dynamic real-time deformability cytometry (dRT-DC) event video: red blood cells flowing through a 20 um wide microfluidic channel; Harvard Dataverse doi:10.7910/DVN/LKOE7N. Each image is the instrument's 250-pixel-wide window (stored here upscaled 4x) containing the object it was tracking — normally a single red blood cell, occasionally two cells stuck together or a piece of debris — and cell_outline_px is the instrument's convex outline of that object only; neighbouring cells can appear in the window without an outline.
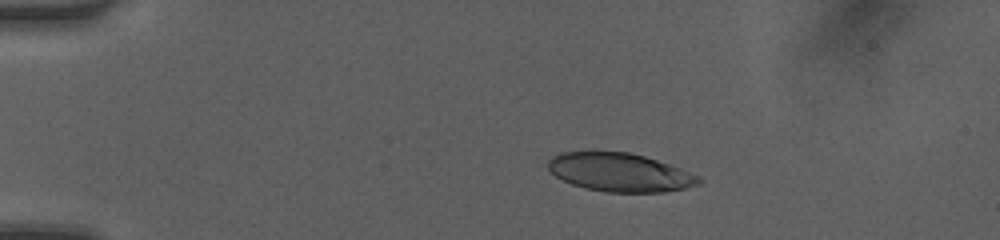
{"species": "human", "species_latin": "Homo sapiens", "temperature_condition": "room temperature", "stored_images_in_passage": 41, "camera_frame_rate_fps": 3000, "um_per_image_px": 0.085, "donor": {"sex": "female"}, "frame": {"image": 1, "passage_image": 2, "time_ms": 0.333, "image_size_px": [1000, 240], "cell_outline_px": [[704, 180], [700, 184], [684, 188], [664, 192], [604, 192], [584, 188], [572, 184], [556, 176], [548, 168], [548, 160], [552, 156], [560, 152], [628, 152], [644, 156], [680, 168], [700, 176]], "centroid_in_image_um": [52.7, 14.66], "position_along_channel_um": 32.3, "area_um2": 33.7}}
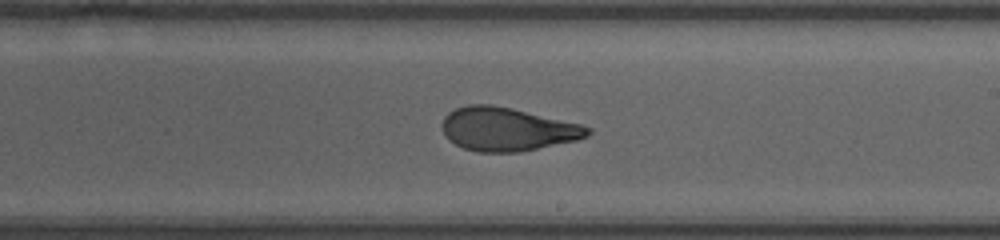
{"frame": {"image": 2, "passage_image": 22, "time_ms": 7.0, "image_size_px": [1000, 240], "cell_outline_px": [[592, 132], [588, 136], [576, 140], [520, 152], [476, 152], [464, 148], [448, 140], [444, 136], [440, 124], [444, 116], [448, 112], [456, 108], [468, 104], [488, 104], [512, 108], [580, 124], [592, 128]], "centroid_in_image_um": [43.07, 10.98], "position_along_channel_um": 245.9, "area_um2": 36.99}}
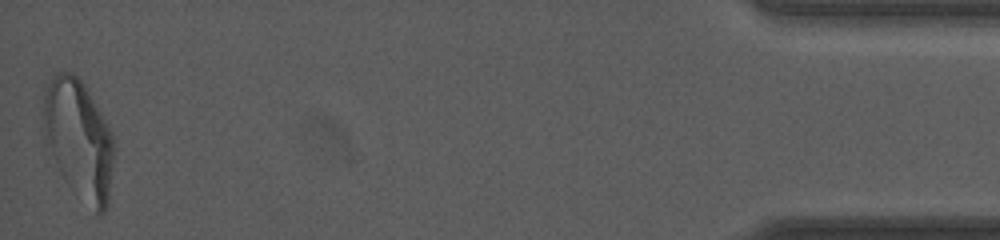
{"frame": {"image": 3, "passage_image": 41, "time_ms": 13.333, "image_size_px": [1000, 240], "cell_outline_px": [[112, 164], [108, 204], [104, 212], [100, 216], [64, 180], [44, 148], [40, 116], [44, 96], [52, 76], [56, 72], [72, 72], [84, 84], [112, 132]], "centroid_in_image_um": [6.61, 11.82], "position_along_channel_um": 428.6, "area_um2": 49.42}, "authors_computed_cell_mechanics": {"area_um2": 37.281, "velocity_mm_per_s": 4.2056, "shape_relaxation_time_tau1_ms": 5.6779, "shape_relaxation_time_tau2_ms": 1.0572, "deformation_change_tau1": 0.2095, "deformation_change_tau2": 0.0825}}